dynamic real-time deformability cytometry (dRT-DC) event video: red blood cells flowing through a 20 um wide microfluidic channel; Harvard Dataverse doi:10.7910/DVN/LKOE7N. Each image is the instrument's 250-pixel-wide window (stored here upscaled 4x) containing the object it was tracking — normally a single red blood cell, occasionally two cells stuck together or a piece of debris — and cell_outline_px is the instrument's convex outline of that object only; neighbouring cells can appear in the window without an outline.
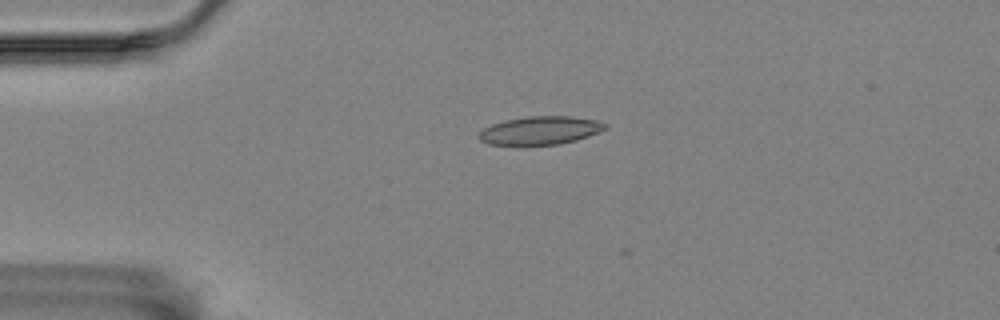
{"species": "Egyptian fruit bat (a non-hibernating species)", "species_latin": "Rousettus aegyptiacus", "temperature_condition": "room temperature", "stored_images_in_passage": 2, "camera_frame_rate_fps": 3000, "um_per_image_px": 0.085, "animal": {"sex": "female"}, "frame": {"image": 1, "passage_image": 1, "time_ms": 0.0, "image_size_px": [1000, 320], "cell_outline_px": [[608, 128], [588, 136], [576, 140], [560, 144], [520, 148], [488, 144], [480, 140], [480, 132], [484, 128], [492, 124], [504, 120], [528, 116], [572, 116], [596, 120], [608, 124]], "centroid_in_image_um": [45.89, 11.13], "position_along_channel_um": 39.1, "area_um2": 21.62}}